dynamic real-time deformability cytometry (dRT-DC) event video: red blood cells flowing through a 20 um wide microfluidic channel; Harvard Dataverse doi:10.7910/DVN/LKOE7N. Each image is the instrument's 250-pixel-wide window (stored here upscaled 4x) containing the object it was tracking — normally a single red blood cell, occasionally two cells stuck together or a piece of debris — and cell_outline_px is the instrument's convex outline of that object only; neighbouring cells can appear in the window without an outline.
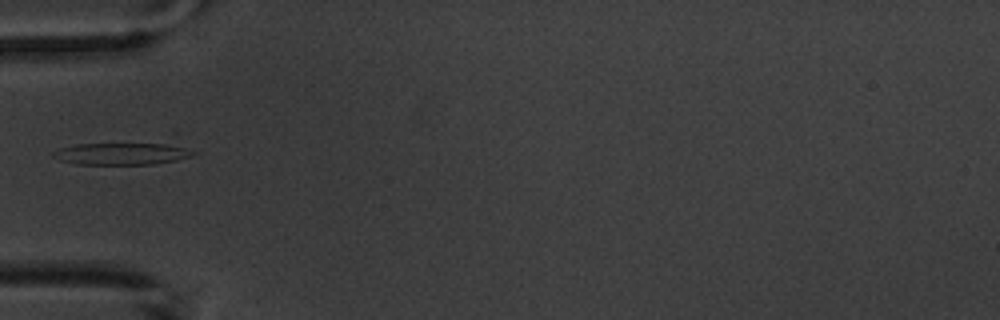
{"species": "common noctule bat (a hibernating species)", "species_latin": "Nyctalus noctula", "temperature_condition": "warm", "stored_images_in_passage": 4, "camera_frame_rate_fps": 3000, "um_per_image_px": 0.085, "animal": {"sex": "male", "body_mass_g": 20.1, "forearm_length_mm": 53.5}, "frame": {"image": 1, "passage_image": 4, "time_ms": 4.333, "image_size_px": [1000, 320], "cell_outline_px": [[196, 152], [192, 156], [176, 160], [152, 164], [76, 164], [60, 160], [52, 156], [52, 152], [60, 148], [76, 144], [176, 128]], "centroid_in_image_um": [11.0, 12.72], "position_along_channel_um": 74.0, "area_um2": 24.68}}